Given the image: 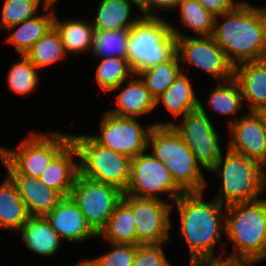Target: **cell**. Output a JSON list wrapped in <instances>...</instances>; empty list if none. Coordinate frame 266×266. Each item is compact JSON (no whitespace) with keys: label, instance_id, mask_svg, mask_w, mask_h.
Masks as SVG:
<instances>
[{"label":"cell","instance_id":"1","mask_svg":"<svg viewBox=\"0 0 266 266\" xmlns=\"http://www.w3.org/2000/svg\"><path fill=\"white\" fill-rule=\"evenodd\" d=\"M204 194V191L184 193L171 207V213L176 209L179 220L177 238L187 245L189 251L188 265L223 263L225 253L228 252L226 242H222L225 234L226 206L215 198L204 200ZM217 247L220 248L218 254Z\"/></svg>","mask_w":266,"mask_h":266},{"label":"cell","instance_id":"2","mask_svg":"<svg viewBox=\"0 0 266 266\" xmlns=\"http://www.w3.org/2000/svg\"><path fill=\"white\" fill-rule=\"evenodd\" d=\"M242 0L232 11L215 16L211 37L234 65L266 59V6Z\"/></svg>","mask_w":266,"mask_h":266},{"label":"cell","instance_id":"3","mask_svg":"<svg viewBox=\"0 0 266 266\" xmlns=\"http://www.w3.org/2000/svg\"><path fill=\"white\" fill-rule=\"evenodd\" d=\"M225 242L233 251L225 263L259 264L266 260V198L226 206Z\"/></svg>","mask_w":266,"mask_h":266},{"label":"cell","instance_id":"4","mask_svg":"<svg viewBox=\"0 0 266 266\" xmlns=\"http://www.w3.org/2000/svg\"><path fill=\"white\" fill-rule=\"evenodd\" d=\"M224 150L226 151L207 173L221 178L214 198L222 205L229 206L256 201L265 196L266 168L256 160L233 152L226 146Z\"/></svg>","mask_w":266,"mask_h":266},{"label":"cell","instance_id":"5","mask_svg":"<svg viewBox=\"0 0 266 266\" xmlns=\"http://www.w3.org/2000/svg\"><path fill=\"white\" fill-rule=\"evenodd\" d=\"M147 150L165 164L184 193L206 190L209 183L204 169L173 126L154 125L149 132Z\"/></svg>","mask_w":266,"mask_h":266},{"label":"cell","instance_id":"6","mask_svg":"<svg viewBox=\"0 0 266 266\" xmlns=\"http://www.w3.org/2000/svg\"><path fill=\"white\" fill-rule=\"evenodd\" d=\"M166 16H142L129 29L126 58L135 74L169 60L176 53V36Z\"/></svg>","mask_w":266,"mask_h":266},{"label":"cell","instance_id":"7","mask_svg":"<svg viewBox=\"0 0 266 266\" xmlns=\"http://www.w3.org/2000/svg\"><path fill=\"white\" fill-rule=\"evenodd\" d=\"M71 141L78 151L81 176L114 186L125 193L130 181L129 156L96 143L88 133H71Z\"/></svg>","mask_w":266,"mask_h":266},{"label":"cell","instance_id":"8","mask_svg":"<svg viewBox=\"0 0 266 266\" xmlns=\"http://www.w3.org/2000/svg\"><path fill=\"white\" fill-rule=\"evenodd\" d=\"M71 141V133L49 129L30 132L16 148L0 145V155L19 173L39 178L51 160Z\"/></svg>","mask_w":266,"mask_h":266},{"label":"cell","instance_id":"9","mask_svg":"<svg viewBox=\"0 0 266 266\" xmlns=\"http://www.w3.org/2000/svg\"><path fill=\"white\" fill-rule=\"evenodd\" d=\"M125 194L173 203L184 192L175 184L165 164L146 150L131 158L130 181Z\"/></svg>","mask_w":266,"mask_h":266},{"label":"cell","instance_id":"10","mask_svg":"<svg viewBox=\"0 0 266 266\" xmlns=\"http://www.w3.org/2000/svg\"><path fill=\"white\" fill-rule=\"evenodd\" d=\"M176 54L180 66L193 67L204 72L215 82L234 78L235 66L229 61L226 53L211 36L176 37Z\"/></svg>","mask_w":266,"mask_h":266},{"label":"cell","instance_id":"11","mask_svg":"<svg viewBox=\"0 0 266 266\" xmlns=\"http://www.w3.org/2000/svg\"><path fill=\"white\" fill-rule=\"evenodd\" d=\"M172 126L202 166L208 172L224 152L218 126L199 107L187 112ZM216 127V128H215Z\"/></svg>","mask_w":266,"mask_h":266},{"label":"cell","instance_id":"12","mask_svg":"<svg viewBox=\"0 0 266 266\" xmlns=\"http://www.w3.org/2000/svg\"><path fill=\"white\" fill-rule=\"evenodd\" d=\"M153 123L144 126L140 118L121 117L105 110L99 119V132L88 134L96 143L134 158L147 150Z\"/></svg>","mask_w":266,"mask_h":266},{"label":"cell","instance_id":"13","mask_svg":"<svg viewBox=\"0 0 266 266\" xmlns=\"http://www.w3.org/2000/svg\"><path fill=\"white\" fill-rule=\"evenodd\" d=\"M69 197L81 210L87 224L98 235L116 205L122 200L123 192L114 186L78 174Z\"/></svg>","mask_w":266,"mask_h":266},{"label":"cell","instance_id":"14","mask_svg":"<svg viewBox=\"0 0 266 266\" xmlns=\"http://www.w3.org/2000/svg\"><path fill=\"white\" fill-rule=\"evenodd\" d=\"M122 200L132 210L137 245L161 244L171 241V231L175 228L171 213L172 203L125 193H123Z\"/></svg>","mask_w":266,"mask_h":266},{"label":"cell","instance_id":"15","mask_svg":"<svg viewBox=\"0 0 266 266\" xmlns=\"http://www.w3.org/2000/svg\"><path fill=\"white\" fill-rule=\"evenodd\" d=\"M226 147L233 152L256 160L266 168V131L254 111H245L228 126Z\"/></svg>","mask_w":266,"mask_h":266},{"label":"cell","instance_id":"16","mask_svg":"<svg viewBox=\"0 0 266 266\" xmlns=\"http://www.w3.org/2000/svg\"><path fill=\"white\" fill-rule=\"evenodd\" d=\"M0 162L15 183L30 216L45 217L63 200L60 192L49 188L39 178L19 174L1 155Z\"/></svg>","mask_w":266,"mask_h":266},{"label":"cell","instance_id":"17","mask_svg":"<svg viewBox=\"0 0 266 266\" xmlns=\"http://www.w3.org/2000/svg\"><path fill=\"white\" fill-rule=\"evenodd\" d=\"M111 92L113 94L118 92L114 94L115 107L107 110L114 115L141 119L156 110V99L137 74L122 82Z\"/></svg>","mask_w":266,"mask_h":266},{"label":"cell","instance_id":"18","mask_svg":"<svg viewBox=\"0 0 266 266\" xmlns=\"http://www.w3.org/2000/svg\"><path fill=\"white\" fill-rule=\"evenodd\" d=\"M45 218L63 243L80 244L86 240H97V234L87 224L81 210L70 197H64Z\"/></svg>","mask_w":266,"mask_h":266},{"label":"cell","instance_id":"19","mask_svg":"<svg viewBox=\"0 0 266 266\" xmlns=\"http://www.w3.org/2000/svg\"><path fill=\"white\" fill-rule=\"evenodd\" d=\"M189 67L184 69L169 89L164 92L159 98L156 99V109L160 106L171 114L174 119L157 121L155 120L153 125L155 126H172L178 122L187 112L192 111L199 107V95L196 92V88L193 85L192 78L189 75ZM188 72V73H186Z\"/></svg>","mask_w":266,"mask_h":266},{"label":"cell","instance_id":"20","mask_svg":"<svg viewBox=\"0 0 266 266\" xmlns=\"http://www.w3.org/2000/svg\"><path fill=\"white\" fill-rule=\"evenodd\" d=\"M205 100L204 104H202V100H199V108L211 119L213 117L209 115V111L217 117H227L225 118L226 128L238 120L240 114H244V108L247 109L244 107L240 85L235 78L216 82V86L210 89Z\"/></svg>","mask_w":266,"mask_h":266},{"label":"cell","instance_id":"21","mask_svg":"<svg viewBox=\"0 0 266 266\" xmlns=\"http://www.w3.org/2000/svg\"><path fill=\"white\" fill-rule=\"evenodd\" d=\"M79 174L78 151L70 141L42 172L39 181L49 188L69 197L76 176Z\"/></svg>","mask_w":266,"mask_h":266},{"label":"cell","instance_id":"22","mask_svg":"<svg viewBox=\"0 0 266 266\" xmlns=\"http://www.w3.org/2000/svg\"><path fill=\"white\" fill-rule=\"evenodd\" d=\"M54 8L47 5L40 14L5 30L9 34L5 43L13 46L16 54L25 55L53 27L56 14Z\"/></svg>","mask_w":266,"mask_h":266},{"label":"cell","instance_id":"23","mask_svg":"<svg viewBox=\"0 0 266 266\" xmlns=\"http://www.w3.org/2000/svg\"><path fill=\"white\" fill-rule=\"evenodd\" d=\"M234 78L240 85L247 111L266 106V59L236 65Z\"/></svg>","mask_w":266,"mask_h":266},{"label":"cell","instance_id":"24","mask_svg":"<svg viewBox=\"0 0 266 266\" xmlns=\"http://www.w3.org/2000/svg\"><path fill=\"white\" fill-rule=\"evenodd\" d=\"M96 6L91 17L95 30H129L142 17L140 7L130 0H100Z\"/></svg>","mask_w":266,"mask_h":266},{"label":"cell","instance_id":"25","mask_svg":"<svg viewBox=\"0 0 266 266\" xmlns=\"http://www.w3.org/2000/svg\"><path fill=\"white\" fill-rule=\"evenodd\" d=\"M53 27L60 35L66 54L73 58L91 53L95 29L89 17L60 18L56 12ZM83 54V55H81Z\"/></svg>","mask_w":266,"mask_h":266},{"label":"cell","instance_id":"26","mask_svg":"<svg viewBox=\"0 0 266 266\" xmlns=\"http://www.w3.org/2000/svg\"><path fill=\"white\" fill-rule=\"evenodd\" d=\"M26 248L42 257L51 258L61 250V238L44 216H30L17 232Z\"/></svg>","mask_w":266,"mask_h":266},{"label":"cell","instance_id":"27","mask_svg":"<svg viewBox=\"0 0 266 266\" xmlns=\"http://www.w3.org/2000/svg\"><path fill=\"white\" fill-rule=\"evenodd\" d=\"M173 13L180 14L179 18H177L179 25L176 21L172 22L169 19L171 32L176 37H185L186 35L181 28H178L180 26L183 29L192 31V37L212 35L215 16L206 10L197 0H179Z\"/></svg>","mask_w":266,"mask_h":266},{"label":"cell","instance_id":"28","mask_svg":"<svg viewBox=\"0 0 266 266\" xmlns=\"http://www.w3.org/2000/svg\"><path fill=\"white\" fill-rule=\"evenodd\" d=\"M29 217L15 183L6 174L0 184V229L17 234Z\"/></svg>","mask_w":266,"mask_h":266},{"label":"cell","instance_id":"29","mask_svg":"<svg viewBox=\"0 0 266 266\" xmlns=\"http://www.w3.org/2000/svg\"><path fill=\"white\" fill-rule=\"evenodd\" d=\"M112 244L137 245L134 216L131 208L121 200L109 217L105 227L97 235Z\"/></svg>","mask_w":266,"mask_h":266},{"label":"cell","instance_id":"30","mask_svg":"<svg viewBox=\"0 0 266 266\" xmlns=\"http://www.w3.org/2000/svg\"><path fill=\"white\" fill-rule=\"evenodd\" d=\"M182 72L178 55L175 53L169 60L148 67L136 74L144 82L152 96L157 99L169 89Z\"/></svg>","mask_w":266,"mask_h":266},{"label":"cell","instance_id":"31","mask_svg":"<svg viewBox=\"0 0 266 266\" xmlns=\"http://www.w3.org/2000/svg\"><path fill=\"white\" fill-rule=\"evenodd\" d=\"M98 59L95 68V85L103 93H109L118 87L122 82L130 79L135 72L132 70L127 58L121 57H93Z\"/></svg>","mask_w":266,"mask_h":266},{"label":"cell","instance_id":"32","mask_svg":"<svg viewBox=\"0 0 266 266\" xmlns=\"http://www.w3.org/2000/svg\"><path fill=\"white\" fill-rule=\"evenodd\" d=\"M6 74V85L17 96H29L40 88V70L25 55H19Z\"/></svg>","mask_w":266,"mask_h":266},{"label":"cell","instance_id":"33","mask_svg":"<svg viewBox=\"0 0 266 266\" xmlns=\"http://www.w3.org/2000/svg\"><path fill=\"white\" fill-rule=\"evenodd\" d=\"M25 56L40 70H47L56 63H60L68 57L57 30L52 27L40 38Z\"/></svg>","mask_w":266,"mask_h":266},{"label":"cell","instance_id":"34","mask_svg":"<svg viewBox=\"0 0 266 266\" xmlns=\"http://www.w3.org/2000/svg\"><path fill=\"white\" fill-rule=\"evenodd\" d=\"M45 6L47 4L44 0H3L0 8V31L36 16Z\"/></svg>","mask_w":266,"mask_h":266},{"label":"cell","instance_id":"35","mask_svg":"<svg viewBox=\"0 0 266 266\" xmlns=\"http://www.w3.org/2000/svg\"><path fill=\"white\" fill-rule=\"evenodd\" d=\"M129 30H95L92 42V57H121L127 55Z\"/></svg>","mask_w":266,"mask_h":266},{"label":"cell","instance_id":"36","mask_svg":"<svg viewBox=\"0 0 266 266\" xmlns=\"http://www.w3.org/2000/svg\"><path fill=\"white\" fill-rule=\"evenodd\" d=\"M109 244L111 249L106 253L88 257L94 266H133L139 245Z\"/></svg>","mask_w":266,"mask_h":266},{"label":"cell","instance_id":"37","mask_svg":"<svg viewBox=\"0 0 266 266\" xmlns=\"http://www.w3.org/2000/svg\"><path fill=\"white\" fill-rule=\"evenodd\" d=\"M164 245L166 243L139 245L133 266H172L166 257Z\"/></svg>","mask_w":266,"mask_h":266},{"label":"cell","instance_id":"38","mask_svg":"<svg viewBox=\"0 0 266 266\" xmlns=\"http://www.w3.org/2000/svg\"><path fill=\"white\" fill-rule=\"evenodd\" d=\"M179 0H146L144 5L140 8L141 16L160 17L161 12H173L176 3ZM169 10V11H168ZM161 11V12H160Z\"/></svg>","mask_w":266,"mask_h":266},{"label":"cell","instance_id":"39","mask_svg":"<svg viewBox=\"0 0 266 266\" xmlns=\"http://www.w3.org/2000/svg\"><path fill=\"white\" fill-rule=\"evenodd\" d=\"M214 16L232 11L242 0H197Z\"/></svg>","mask_w":266,"mask_h":266},{"label":"cell","instance_id":"40","mask_svg":"<svg viewBox=\"0 0 266 266\" xmlns=\"http://www.w3.org/2000/svg\"><path fill=\"white\" fill-rule=\"evenodd\" d=\"M254 112L259 117V119H260V121L262 123V126L265 129V131H266V106L258 108Z\"/></svg>","mask_w":266,"mask_h":266},{"label":"cell","instance_id":"41","mask_svg":"<svg viewBox=\"0 0 266 266\" xmlns=\"http://www.w3.org/2000/svg\"><path fill=\"white\" fill-rule=\"evenodd\" d=\"M70 266H94L93 263L88 259V257H82V260H79L77 263Z\"/></svg>","mask_w":266,"mask_h":266},{"label":"cell","instance_id":"42","mask_svg":"<svg viewBox=\"0 0 266 266\" xmlns=\"http://www.w3.org/2000/svg\"><path fill=\"white\" fill-rule=\"evenodd\" d=\"M130 1L134 2L138 7L141 8L146 0H130Z\"/></svg>","mask_w":266,"mask_h":266},{"label":"cell","instance_id":"43","mask_svg":"<svg viewBox=\"0 0 266 266\" xmlns=\"http://www.w3.org/2000/svg\"><path fill=\"white\" fill-rule=\"evenodd\" d=\"M60 0H44V2L47 4V5H52V6H55L56 3H60L58 2Z\"/></svg>","mask_w":266,"mask_h":266},{"label":"cell","instance_id":"44","mask_svg":"<svg viewBox=\"0 0 266 266\" xmlns=\"http://www.w3.org/2000/svg\"><path fill=\"white\" fill-rule=\"evenodd\" d=\"M188 266H219V264H214V265H188Z\"/></svg>","mask_w":266,"mask_h":266}]
</instances>
